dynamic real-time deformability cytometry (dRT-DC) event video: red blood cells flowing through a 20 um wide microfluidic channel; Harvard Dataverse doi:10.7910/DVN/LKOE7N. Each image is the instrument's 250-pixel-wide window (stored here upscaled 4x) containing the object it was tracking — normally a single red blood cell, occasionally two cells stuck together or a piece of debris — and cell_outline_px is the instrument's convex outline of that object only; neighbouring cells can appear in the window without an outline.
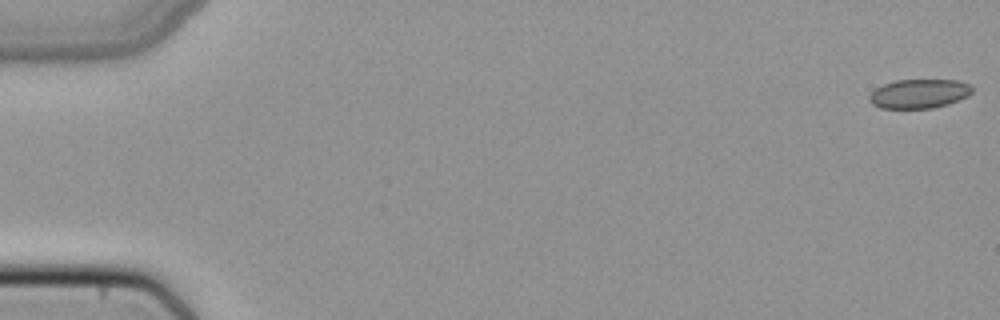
{"species": "common noctule bat (a hibernating species)", "species_latin": "Nyctalus noctula", "temperature_condition": "cold", "stored_images_in_passage": 15, "camera_frame_rate_fps": 3000, "um_per_image_px": 0.085, "animal": {"sex": "female", "body_mass_g": 22.7, "forearm_length_mm": 54.2}, "frame": {"image": 1, "passage_image": 1, "time_ms": 0.0, "image_size_px": [1000, 320], "cell_outline_px": [[972, 92], [968, 96], [960, 100], [948, 104], [932, 108], [880, 108], [872, 104], [868, 100], [868, 96], [876, 88], [884, 84], [896, 80], [960, 80], [972, 84]], "centroid_in_image_um": [78.15, 7.96], "position_along_channel_um": 6.8, "area_um2": 17.63}}
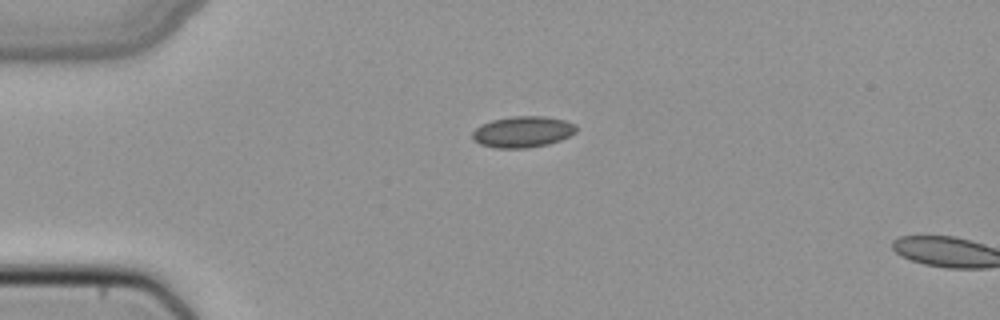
{"frame": {"image": 2, "passage_image": 13, "time_ms": 4.0, "image_size_px": [1000, 320], "cell_outline_px": [[576, 132], [560, 140], [548, 144], [528, 148], [496, 148], [480, 144], [472, 140], [472, 132], [476, 128], [492, 120], [512, 116], [544, 116], [564, 120], [576, 124]], "centroid_in_image_um": [44.42, 11.21], "position_along_channel_um": 40.6, "area_um2": 18.84}}